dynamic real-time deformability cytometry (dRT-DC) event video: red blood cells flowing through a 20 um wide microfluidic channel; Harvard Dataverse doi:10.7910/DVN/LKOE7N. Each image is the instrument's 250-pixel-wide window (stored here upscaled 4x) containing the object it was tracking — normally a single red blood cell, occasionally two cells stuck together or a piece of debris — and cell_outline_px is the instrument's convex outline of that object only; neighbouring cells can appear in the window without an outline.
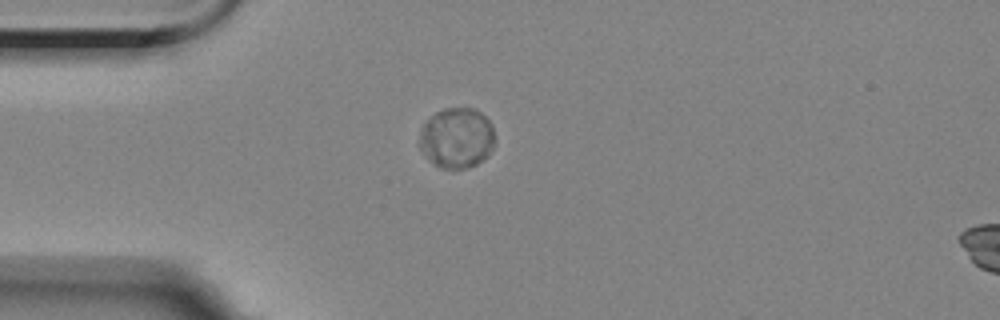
{"species": "Egyptian fruit bat (a non-hibernating species)", "species_latin": "Rousettus aegyptiacus", "temperature_condition": "room temperature", "stored_images_in_passage": 4, "camera_frame_rate_fps": 3000, "um_per_image_px": 0.085, "animal": {"sex": "female"}, "frame": {"image": 1, "passage_image": 1, "time_ms": 0.0, "image_size_px": [1000, 320], "cell_outline_px": [[492, 148], [488, 156], [476, 164], [468, 168], [440, 168], [432, 164], [428, 160], [416, 144], [416, 140], [420, 128], [436, 112], [444, 108], [476, 108], [492, 124]], "centroid_in_image_um": [38.75, 11.74], "position_along_channel_um": 46.3, "area_um2": 26.82}}